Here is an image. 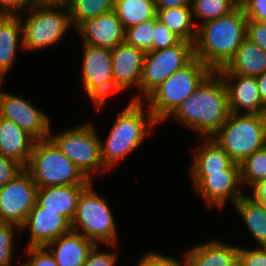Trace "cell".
I'll return each instance as SVG.
<instances>
[{
	"label": "cell",
	"instance_id": "obj_14",
	"mask_svg": "<svg viewBox=\"0 0 266 266\" xmlns=\"http://www.w3.org/2000/svg\"><path fill=\"white\" fill-rule=\"evenodd\" d=\"M241 185L240 164L234 162L222 172L210 173L194 189L207 205L222 209L227 201L235 204L245 194Z\"/></svg>",
	"mask_w": 266,
	"mask_h": 266
},
{
	"label": "cell",
	"instance_id": "obj_4",
	"mask_svg": "<svg viewBox=\"0 0 266 266\" xmlns=\"http://www.w3.org/2000/svg\"><path fill=\"white\" fill-rule=\"evenodd\" d=\"M38 188L64 185H89V180L48 137L35 140L24 168Z\"/></svg>",
	"mask_w": 266,
	"mask_h": 266
},
{
	"label": "cell",
	"instance_id": "obj_17",
	"mask_svg": "<svg viewBox=\"0 0 266 266\" xmlns=\"http://www.w3.org/2000/svg\"><path fill=\"white\" fill-rule=\"evenodd\" d=\"M220 75L227 88L230 113L242 114L243 109L244 114L266 115V107L262 104L256 77L235 74Z\"/></svg>",
	"mask_w": 266,
	"mask_h": 266
},
{
	"label": "cell",
	"instance_id": "obj_37",
	"mask_svg": "<svg viewBox=\"0 0 266 266\" xmlns=\"http://www.w3.org/2000/svg\"><path fill=\"white\" fill-rule=\"evenodd\" d=\"M23 170L24 167L20 163L0 153V187L5 186Z\"/></svg>",
	"mask_w": 266,
	"mask_h": 266
},
{
	"label": "cell",
	"instance_id": "obj_44",
	"mask_svg": "<svg viewBox=\"0 0 266 266\" xmlns=\"http://www.w3.org/2000/svg\"><path fill=\"white\" fill-rule=\"evenodd\" d=\"M72 1L73 0H32V6L69 8Z\"/></svg>",
	"mask_w": 266,
	"mask_h": 266
},
{
	"label": "cell",
	"instance_id": "obj_28",
	"mask_svg": "<svg viewBox=\"0 0 266 266\" xmlns=\"http://www.w3.org/2000/svg\"><path fill=\"white\" fill-rule=\"evenodd\" d=\"M114 11L124 29L157 15L155 0H115Z\"/></svg>",
	"mask_w": 266,
	"mask_h": 266
},
{
	"label": "cell",
	"instance_id": "obj_13",
	"mask_svg": "<svg viewBox=\"0 0 266 266\" xmlns=\"http://www.w3.org/2000/svg\"><path fill=\"white\" fill-rule=\"evenodd\" d=\"M0 118L16 123L35 140L49 137L50 118L19 95L0 90Z\"/></svg>",
	"mask_w": 266,
	"mask_h": 266
},
{
	"label": "cell",
	"instance_id": "obj_11",
	"mask_svg": "<svg viewBox=\"0 0 266 266\" xmlns=\"http://www.w3.org/2000/svg\"><path fill=\"white\" fill-rule=\"evenodd\" d=\"M83 48L82 86L99 110L111 92H120L114 84L112 50L84 43Z\"/></svg>",
	"mask_w": 266,
	"mask_h": 266
},
{
	"label": "cell",
	"instance_id": "obj_42",
	"mask_svg": "<svg viewBox=\"0 0 266 266\" xmlns=\"http://www.w3.org/2000/svg\"><path fill=\"white\" fill-rule=\"evenodd\" d=\"M32 7V0H0V14H19Z\"/></svg>",
	"mask_w": 266,
	"mask_h": 266
},
{
	"label": "cell",
	"instance_id": "obj_31",
	"mask_svg": "<svg viewBox=\"0 0 266 266\" xmlns=\"http://www.w3.org/2000/svg\"><path fill=\"white\" fill-rule=\"evenodd\" d=\"M241 183L251 188L266 180V146L246 157L240 164Z\"/></svg>",
	"mask_w": 266,
	"mask_h": 266
},
{
	"label": "cell",
	"instance_id": "obj_9",
	"mask_svg": "<svg viewBox=\"0 0 266 266\" xmlns=\"http://www.w3.org/2000/svg\"><path fill=\"white\" fill-rule=\"evenodd\" d=\"M28 13L24 21L22 14H18L23 28V50L51 47L73 26L68 8L32 6Z\"/></svg>",
	"mask_w": 266,
	"mask_h": 266
},
{
	"label": "cell",
	"instance_id": "obj_47",
	"mask_svg": "<svg viewBox=\"0 0 266 266\" xmlns=\"http://www.w3.org/2000/svg\"><path fill=\"white\" fill-rule=\"evenodd\" d=\"M230 266H244L243 262L239 257H237Z\"/></svg>",
	"mask_w": 266,
	"mask_h": 266
},
{
	"label": "cell",
	"instance_id": "obj_19",
	"mask_svg": "<svg viewBox=\"0 0 266 266\" xmlns=\"http://www.w3.org/2000/svg\"><path fill=\"white\" fill-rule=\"evenodd\" d=\"M203 141L202 145L194 150L195 155L189 172L194 188L210 173L222 172L234 163L213 138H205Z\"/></svg>",
	"mask_w": 266,
	"mask_h": 266
},
{
	"label": "cell",
	"instance_id": "obj_7",
	"mask_svg": "<svg viewBox=\"0 0 266 266\" xmlns=\"http://www.w3.org/2000/svg\"><path fill=\"white\" fill-rule=\"evenodd\" d=\"M92 182L82 191L77 210L71 222L72 230L96 245H117L116 221L108 202L92 187Z\"/></svg>",
	"mask_w": 266,
	"mask_h": 266
},
{
	"label": "cell",
	"instance_id": "obj_18",
	"mask_svg": "<svg viewBox=\"0 0 266 266\" xmlns=\"http://www.w3.org/2000/svg\"><path fill=\"white\" fill-rule=\"evenodd\" d=\"M145 53L125 42L112 49V71L115 87L124 91L135 85L140 89Z\"/></svg>",
	"mask_w": 266,
	"mask_h": 266
},
{
	"label": "cell",
	"instance_id": "obj_6",
	"mask_svg": "<svg viewBox=\"0 0 266 266\" xmlns=\"http://www.w3.org/2000/svg\"><path fill=\"white\" fill-rule=\"evenodd\" d=\"M238 164L266 146V115L230 113L212 137Z\"/></svg>",
	"mask_w": 266,
	"mask_h": 266
},
{
	"label": "cell",
	"instance_id": "obj_33",
	"mask_svg": "<svg viewBox=\"0 0 266 266\" xmlns=\"http://www.w3.org/2000/svg\"><path fill=\"white\" fill-rule=\"evenodd\" d=\"M15 231L21 233V228L15 224L0 223V266H12Z\"/></svg>",
	"mask_w": 266,
	"mask_h": 266
},
{
	"label": "cell",
	"instance_id": "obj_22",
	"mask_svg": "<svg viewBox=\"0 0 266 266\" xmlns=\"http://www.w3.org/2000/svg\"><path fill=\"white\" fill-rule=\"evenodd\" d=\"M238 246L212 240L184 253L182 266H230L238 257Z\"/></svg>",
	"mask_w": 266,
	"mask_h": 266
},
{
	"label": "cell",
	"instance_id": "obj_16",
	"mask_svg": "<svg viewBox=\"0 0 266 266\" xmlns=\"http://www.w3.org/2000/svg\"><path fill=\"white\" fill-rule=\"evenodd\" d=\"M75 30L84 44L111 50L125 40V29L114 10L83 21Z\"/></svg>",
	"mask_w": 266,
	"mask_h": 266
},
{
	"label": "cell",
	"instance_id": "obj_48",
	"mask_svg": "<svg viewBox=\"0 0 266 266\" xmlns=\"http://www.w3.org/2000/svg\"><path fill=\"white\" fill-rule=\"evenodd\" d=\"M263 249H264V251L266 252V244L265 245H263V246H261Z\"/></svg>",
	"mask_w": 266,
	"mask_h": 266
},
{
	"label": "cell",
	"instance_id": "obj_32",
	"mask_svg": "<svg viewBox=\"0 0 266 266\" xmlns=\"http://www.w3.org/2000/svg\"><path fill=\"white\" fill-rule=\"evenodd\" d=\"M154 18L125 29L127 45L139 48L144 53L153 51Z\"/></svg>",
	"mask_w": 266,
	"mask_h": 266
},
{
	"label": "cell",
	"instance_id": "obj_29",
	"mask_svg": "<svg viewBox=\"0 0 266 266\" xmlns=\"http://www.w3.org/2000/svg\"><path fill=\"white\" fill-rule=\"evenodd\" d=\"M240 4L239 0H191L193 19L201 24L218 19L232 12ZM195 17V18H194Z\"/></svg>",
	"mask_w": 266,
	"mask_h": 266
},
{
	"label": "cell",
	"instance_id": "obj_43",
	"mask_svg": "<svg viewBox=\"0 0 266 266\" xmlns=\"http://www.w3.org/2000/svg\"><path fill=\"white\" fill-rule=\"evenodd\" d=\"M252 188L251 197L266 208V180L258 182Z\"/></svg>",
	"mask_w": 266,
	"mask_h": 266
},
{
	"label": "cell",
	"instance_id": "obj_10",
	"mask_svg": "<svg viewBox=\"0 0 266 266\" xmlns=\"http://www.w3.org/2000/svg\"><path fill=\"white\" fill-rule=\"evenodd\" d=\"M193 58V43L184 40H180L172 47L145 53L139 90L144 96L140 94L132 100L146 99L161 83L175 71L186 66Z\"/></svg>",
	"mask_w": 266,
	"mask_h": 266
},
{
	"label": "cell",
	"instance_id": "obj_46",
	"mask_svg": "<svg viewBox=\"0 0 266 266\" xmlns=\"http://www.w3.org/2000/svg\"><path fill=\"white\" fill-rule=\"evenodd\" d=\"M256 81L262 104L266 107V72L262 75L256 76Z\"/></svg>",
	"mask_w": 266,
	"mask_h": 266
},
{
	"label": "cell",
	"instance_id": "obj_5",
	"mask_svg": "<svg viewBox=\"0 0 266 266\" xmlns=\"http://www.w3.org/2000/svg\"><path fill=\"white\" fill-rule=\"evenodd\" d=\"M211 72L212 70L196 57L175 71L144 100L148 103L154 119L158 123L167 120Z\"/></svg>",
	"mask_w": 266,
	"mask_h": 266
},
{
	"label": "cell",
	"instance_id": "obj_3",
	"mask_svg": "<svg viewBox=\"0 0 266 266\" xmlns=\"http://www.w3.org/2000/svg\"><path fill=\"white\" fill-rule=\"evenodd\" d=\"M143 102H128V105L117 113L106 142L101 141L102 163L108 171L137 149L145 136L159 124L149 109H144Z\"/></svg>",
	"mask_w": 266,
	"mask_h": 266
},
{
	"label": "cell",
	"instance_id": "obj_24",
	"mask_svg": "<svg viewBox=\"0 0 266 266\" xmlns=\"http://www.w3.org/2000/svg\"><path fill=\"white\" fill-rule=\"evenodd\" d=\"M35 139L16 123L0 118V153L20 163L29 162Z\"/></svg>",
	"mask_w": 266,
	"mask_h": 266
},
{
	"label": "cell",
	"instance_id": "obj_15",
	"mask_svg": "<svg viewBox=\"0 0 266 266\" xmlns=\"http://www.w3.org/2000/svg\"><path fill=\"white\" fill-rule=\"evenodd\" d=\"M27 228L30 233L27 247H45L72 230L71 222L65 216L45 210L37 202L21 227V232L28 230Z\"/></svg>",
	"mask_w": 266,
	"mask_h": 266
},
{
	"label": "cell",
	"instance_id": "obj_1",
	"mask_svg": "<svg viewBox=\"0 0 266 266\" xmlns=\"http://www.w3.org/2000/svg\"><path fill=\"white\" fill-rule=\"evenodd\" d=\"M229 115L226 85L221 75L212 71L169 117L176 118L205 139L212 138Z\"/></svg>",
	"mask_w": 266,
	"mask_h": 266
},
{
	"label": "cell",
	"instance_id": "obj_35",
	"mask_svg": "<svg viewBox=\"0 0 266 266\" xmlns=\"http://www.w3.org/2000/svg\"><path fill=\"white\" fill-rule=\"evenodd\" d=\"M24 250L30 258L20 266H58L46 247H26Z\"/></svg>",
	"mask_w": 266,
	"mask_h": 266
},
{
	"label": "cell",
	"instance_id": "obj_21",
	"mask_svg": "<svg viewBox=\"0 0 266 266\" xmlns=\"http://www.w3.org/2000/svg\"><path fill=\"white\" fill-rule=\"evenodd\" d=\"M88 185H64L38 188L36 202L45 210L56 211L70 222L74 219L80 194Z\"/></svg>",
	"mask_w": 266,
	"mask_h": 266
},
{
	"label": "cell",
	"instance_id": "obj_41",
	"mask_svg": "<svg viewBox=\"0 0 266 266\" xmlns=\"http://www.w3.org/2000/svg\"><path fill=\"white\" fill-rule=\"evenodd\" d=\"M247 19L266 22V0H239Z\"/></svg>",
	"mask_w": 266,
	"mask_h": 266
},
{
	"label": "cell",
	"instance_id": "obj_34",
	"mask_svg": "<svg viewBox=\"0 0 266 266\" xmlns=\"http://www.w3.org/2000/svg\"><path fill=\"white\" fill-rule=\"evenodd\" d=\"M180 41L162 22L154 18L153 51L174 46Z\"/></svg>",
	"mask_w": 266,
	"mask_h": 266
},
{
	"label": "cell",
	"instance_id": "obj_38",
	"mask_svg": "<svg viewBox=\"0 0 266 266\" xmlns=\"http://www.w3.org/2000/svg\"><path fill=\"white\" fill-rule=\"evenodd\" d=\"M238 257L244 266H266V252L260 246L257 248H238Z\"/></svg>",
	"mask_w": 266,
	"mask_h": 266
},
{
	"label": "cell",
	"instance_id": "obj_30",
	"mask_svg": "<svg viewBox=\"0 0 266 266\" xmlns=\"http://www.w3.org/2000/svg\"><path fill=\"white\" fill-rule=\"evenodd\" d=\"M115 0H73L69 14L76 29L83 21L114 10Z\"/></svg>",
	"mask_w": 266,
	"mask_h": 266
},
{
	"label": "cell",
	"instance_id": "obj_27",
	"mask_svg": "<svg viewBox=\"0 0 266 266\" xmlns=\"http://www.w3.org/2000/svg\"><path fill=\"white\" fill-rule=\"evenodd\" d=\"M238 214L261 247L266 244V208L249 194L241 196L234 204Z\"/></svg>",
	"mask_w": 266,
	"mask_h": 266
},
{
	"label": "cell",
	"instance_id": "obj_20",
	"mask_svg": "<svg viewBox=\"0 0 266 266\" xmlns=\"http://www.w3.org/2000/svg\"><path fill=\"white\" fill-rule=\"evenodd\" d=\"M95 245L93 241L71 230L45 247L53 255L58 266H83Z\"/></svg>",
	"mask_w": 266,
	"mask_h": 266
},
{
	"label": "cell",
	"instance_id": "obj_40",
	"mask_svg": "<svg viewBox=\"0 0 266 266\" xmlns=\"http://www.w3.org/2000/svg\"><path fill=\"white\" fill-rule=\"evenodd\" d=\"M117 254L107 251H99L98 245L88 254L87 260L83 266H116Z\"/></svg>",
	"mask_w": 266,
	"mask_h": 266
},
{
	"label": "cell",
	"instance_id": "obj_39",
	"mask_svg": "<svg viewBox=\"0 0 266 266\" xmlns=\"http://www.w3.org/2000/svg\"><path fill=\"white\" fill-rule=\"evenodd\" d=\"M182 263L174 259L173 256H166L149 250L139 259L136 266H182Z\"/></svg>",
	"mask_w": 266,
	"mask_h": 266
},
{
	"label": "cell",
	"instance_id": "obj_25",
	"mask_svg": "<svg viewBox=\"0 0 266 266\" xmlns=\"http://www.w3.org/2000/svg\"><path fill=\"white\" fill-rule=\"evenodd\" d=\"M217 72L251 77L262 75L266 72V52L246 38L234 57Z\"/></svg>",
	"mask_w": 266,
	"mask_h": 266
},
{
	"label": "cell",
	"instance_id": "obj_36",
	"mask_svg": "<svg viewBox=\"0 0 266 266\" xmlns=\"http://www.w3.org/2000/svg\"><path fill=\"white\" fill-rule=\"evenodd\" d=\"M246 38L266 52V22L248 19Z\"/></svg>",
	"mask_w": 266,
	"mask_h": 266
},
{
	"label": "cell",
	"instance_id": "obj_12",
	"mask_svg": "<svg viewBox=\"0 0 266 266\" xmlns=\"http://www.w3.org/2000/svg\"><path fill=\"white\" fill-rule=\"evenodd\" d=\"M38 186L24 169L18 176L0 187V223L24 225L37 200Z\"/></svg>",
	"mask_w": 266,
	"mask_h": 266
},
{
	"label": "cell",
	"instance_id": "obj_8",
	"mask_svg": "<svg viewBox=\"0 0 266 266\" xmlns=\"http://www.w3.org/2000/svg\"><path fill=\"white\" fill-rule=\"evenodd\" d=\"M90 122L52 134L49 138L79 170L92 181L94 172H104L101 158V139Z\"/></svg>",
	"mask_w": 266,
	"mask_h": 266
},
{
	"label": "cell",
	"instance_id": "obj_26",
	"mask_svg": "<svg viewBox=\"0 0 266 266\" xmlns=\"http://www.w3.org/2000/svg\"><path fill=\"white\" fill-rule=\"evenodd\" d=\"M157 19L162 22L180 40L194 43L197 33L193 22L191 6H180L166 10H156ZM195 27V28H193Z\"/></svg>",
	"mask_w": 266,
	"mask_h": 266
},
{
	"label": "cell",
	"instance_id": "obj_2",
	"mask_svg": "<svg viewBox=\"0 0 266 266\" xmlns=\"http://www.w3.org/2000/svg\"><path fill=\"white\" fill-rule=\"evenodd\" d=\"M247 17L239 4L232 12L197 26L194 57L212 71L223 68L246 39Z\"/></svg>",
	"mask_w": 266,
	"mask_h": 266
},
{
	"label": "cell",
	"instance_id": "obj_23",
	"mask_svg": "<svg viewBox=\"0 0 266 266\" xmlns=\"http://www.w3.org/2000/svg\"><path fill=\"white\" fill-rule=\"evenodd\" d=\"M19 44L23 49V28L20 16L0 14V86L16 60Z\"/></svg>",
	"mask_w": 266,
	"mask_h": 266
},
{
	"label": "cell",
	"instance_id": "obj_45",
	"mask_svg": "<svg viewBox=\"0 0 266 266\" xmlns=\"http://www.w3.org/2000/svg\"><path fill=\"white\" fill-rule=\"evenodd\" d=\"M191 0H155L156 10H166L180 6H190Z\"/></svg>",
	"mask_w": 266,
	"mask_h": 266
}]
</instances>
